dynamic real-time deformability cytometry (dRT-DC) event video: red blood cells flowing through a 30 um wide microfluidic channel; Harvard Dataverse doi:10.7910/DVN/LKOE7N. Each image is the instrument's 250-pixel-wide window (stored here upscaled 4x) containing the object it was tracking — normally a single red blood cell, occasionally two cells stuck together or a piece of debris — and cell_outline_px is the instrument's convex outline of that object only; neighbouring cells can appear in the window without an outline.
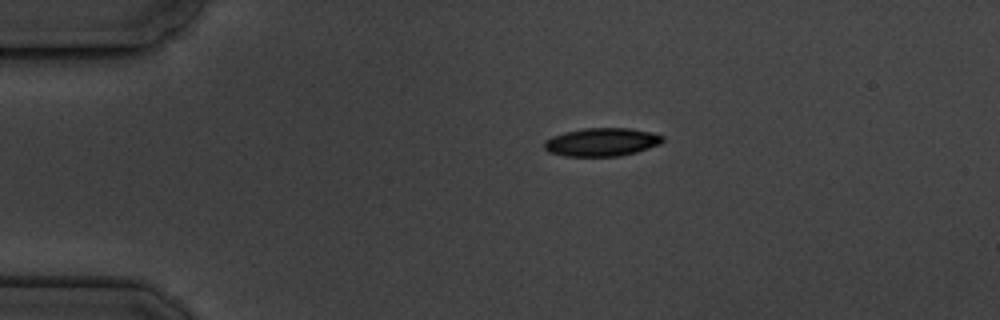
{"species": "common noctule bat (a hibernating species)", "species_latin": "Nyctalus noctula", "temperature_condition": "cold", "stored_images_in_passage": 6, "camera_frame_rate_fps": 3000, "um_per_image_px": 0.085, "animal": {"sex": "male", "body_mass_g": 19.5, "forearm_length_mm": 54.6}, "frame": {"image": 1, "passage_image": 6, "time_ms": 6.667, "image_size_px": [1000, 320], "cell_outline_px": [[664, 140], [660, 144], [636, 152], [620, 156], [564, 156], [548, 152], [544, 148], [544, 140], [552, 136], [564, 132], [584, 128], [628, 128], [648, 132], [664, 136]], "centroid_in_image_um": [51.11, 12.08], "position_along_channel_um": 33.9, "area_um2": 19.48}}